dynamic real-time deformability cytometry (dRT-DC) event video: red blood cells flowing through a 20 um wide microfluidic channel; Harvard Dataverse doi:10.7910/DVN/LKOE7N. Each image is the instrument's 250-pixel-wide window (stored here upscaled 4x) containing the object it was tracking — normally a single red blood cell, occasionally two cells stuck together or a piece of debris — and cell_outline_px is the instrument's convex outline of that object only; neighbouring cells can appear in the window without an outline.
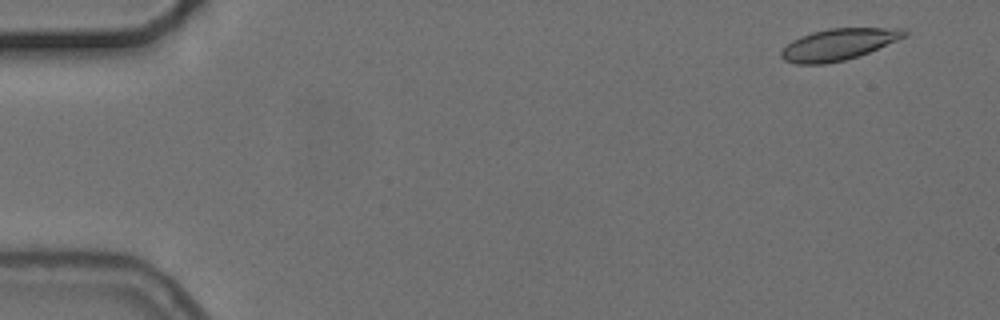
{"species": "common noctule bat (a hibernating species)", "species_latin": "Nyctalus noctula", "temperature_condition": "cold", "stored_images_in_passage": 4, "camera_frame_rate_fps": 3000, "um_per_image_px": 0.085, "animal": {"sex": "female", "body_mass_g": 24.6, "forearm_length_mm": 56.2}, "frame": {"image": 1, "passage_image": 1, "time_ms": 0.0, "image_size_px": [1000, 320], "cell_outline_px": [[908, 36], [868, 52], [844, 60], [824, 64], [796, 64], [784, 60], [780, 56], [780, 52], [792, 40], [800, 36], [812, 32], [828, 28], [904, 28], [908, 32]], "centroid_in_image_um": [71.27, 3.76], "position_along_channel_um": 13.7, "area_um2": 22.54}}